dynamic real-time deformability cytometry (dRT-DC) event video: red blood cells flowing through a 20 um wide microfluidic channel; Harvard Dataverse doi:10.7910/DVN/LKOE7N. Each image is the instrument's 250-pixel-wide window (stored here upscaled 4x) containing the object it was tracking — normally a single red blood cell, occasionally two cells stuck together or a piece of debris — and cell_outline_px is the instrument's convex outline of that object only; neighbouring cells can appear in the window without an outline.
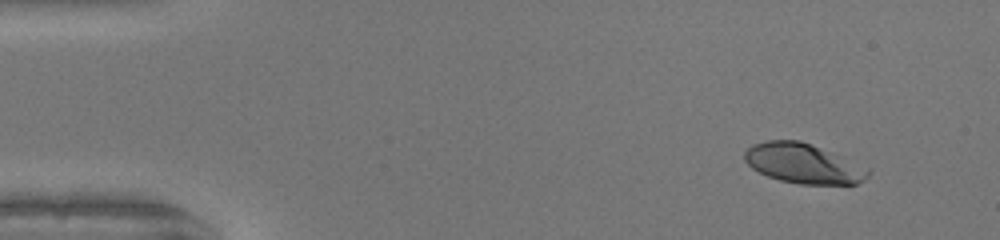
{"species": "human", "species_latin": "Homo sapiens", "temperature_condition": "warm", "stored_images_in_passage": 47, "camera_frame_rate_fps": 3000, "um_per_image_px": 0.085, "donor": {"sex": "female"}, "frame": {"image": 1, "passage_image": 1, "time_ms": 0.0, "image_size_px": [1000, 240], "cell_outline_px": [[872, 172], [864, 180], [856, 184], [800, 184], [780, 180], [768, 176], [752, 168], [744, 160], [744, 152], [752, 144], [768, 140], [800, 140], [872, 168]], "centroid_in_image_um": [68.31, 13.9], "position_along_channel_um": 16.7, "area_um2": 28.78}}
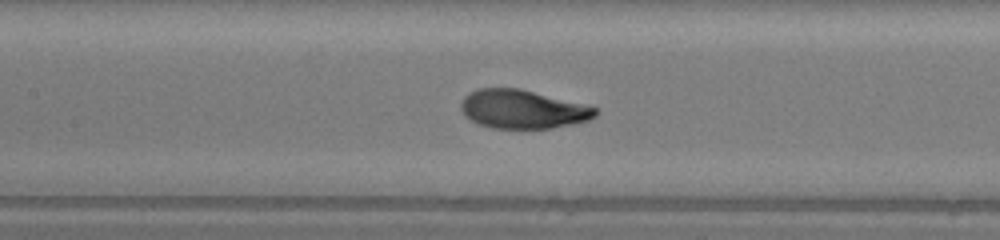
{"frame": {"image": 2, "passage_image": 20, "time_ms": 6.333, "image_size_px": [1000, 240], "cell_outline_px": [[596, 116], [588, 120], [572, 124], [552, 128], [492, 128], [476, 124], [464, 116], [460, 108], [460, 104], [464, 96], [468, 92], [480, 88], [520, 88], [596, 108]], "centroid_in_image_um": [44.34, 9.29], "position_along_channel_um": 163.1, "area_um2": 30.17}}
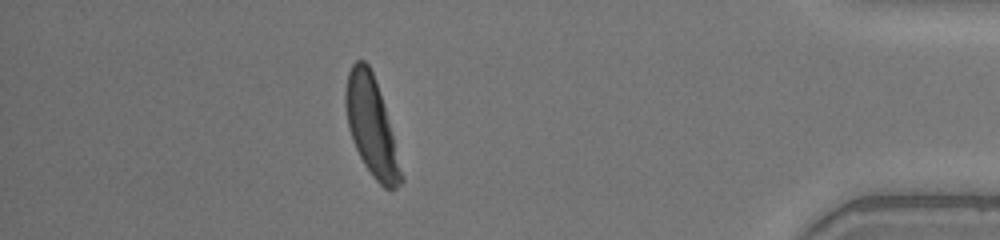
{"frame": {"image": 3, "passage_image": 41, "time_ms": 13.333, "image_size_px": [1000, 240], "cell_outline_px": [[404, 180], [396, 188], [384, 188], [372, 176], [364, 164], [352, 140], [348, 128], [344, 104], [344, 92], [348, 72], [352, 64], [356, 60], [364, 60], [368, 64], [372, 72], [384, 108], [392, 136]], "centroid_in_image_um": [31.52, 10.73], "position_along_channel_um": 403.7, "area_um2": 31.04}, "authors_computed_cell_mechanics": {"area_um2": 30.634, "velocity_mm_per_s": 4.11, "shape_relaxation_time_tau1_ms": 2.5905, "shape_relaxation_time_tau2_ms": null, "deformation_change_tau1": 0.158, "deformation_change_tau2": null}}